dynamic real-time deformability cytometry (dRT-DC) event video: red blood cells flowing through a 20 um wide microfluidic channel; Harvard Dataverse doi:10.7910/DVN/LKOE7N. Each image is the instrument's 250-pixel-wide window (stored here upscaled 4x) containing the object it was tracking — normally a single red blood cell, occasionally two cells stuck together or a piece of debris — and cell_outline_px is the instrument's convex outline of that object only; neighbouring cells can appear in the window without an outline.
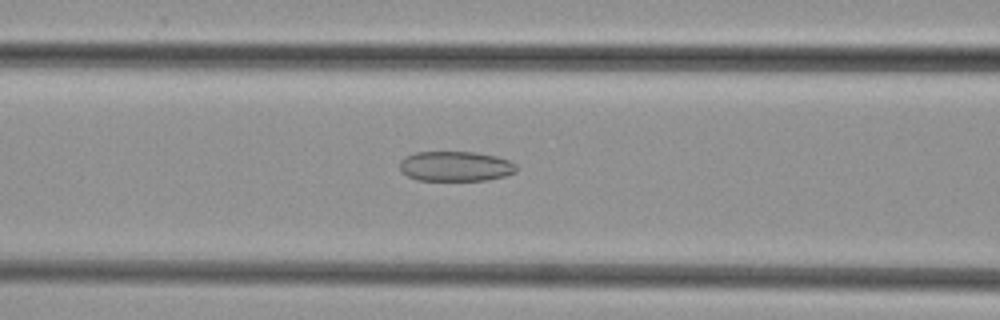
{"species": "common noctule bat (a hibernating species)", "species_latin": "Nyctalus noctula", "temperature_condition": "cold", "stored_images_in_passage": 45, "camera_frame_rate_fps": 3000, "um_per_image_px": 0.085, "animal": {"sex": "female", "body_mass_g": 29.2, "forearm_length_mm": 56.3}, "frame": {"image": 1, "passage_image": 16, "time_ms": 5.0, "image_size_px": [1000, 320], "cell_outline_px": [[516, 172], [504, 176], [488, 180], [416, 180], [408, 176], [400, 168], [400, 160], [404, 156], [416, 152], [476, 152], [496, 156], [508, 160], [516, 164]], "centroid_in_image_um": [38.72, 14.13], "position_along_channel_um": 127.9, "area_um2": 20.4}}
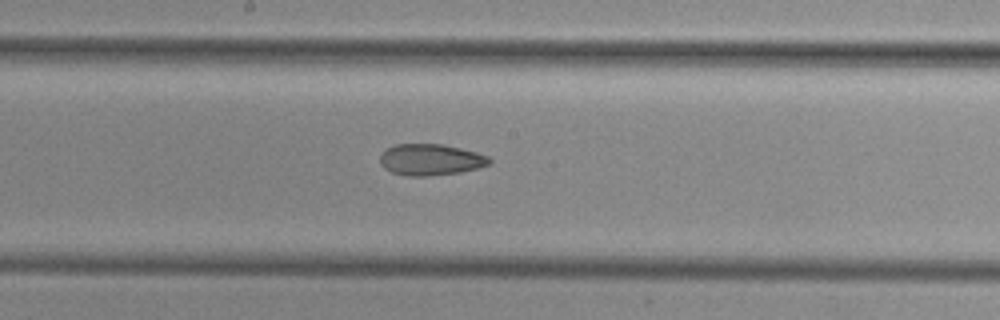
{"frame": {"image": 2, "passage_image": 22, "time_ms": 7.0, "image_size_px": [1000, 320], "cell_outline_px": [[492, 160], [488, 164], [476, 168], [460, 172], [428, 176], [408, 176], [392, 172], [384, 168], [380, 164], [380, 156], [388, 148], [396, 144], [444, 144], [476, 152], [488, 156]], "centroid_in_image_um": [36.59, 13.57], "position_along_channel_um": 211.6, "area_um2": 19.83}}
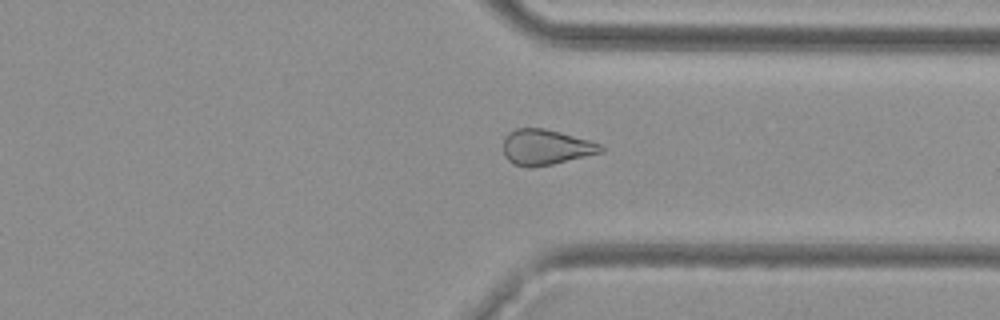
{"frame": {"image": 3, "passage_image": 33, "time_ms": 10.667, "image_size_px": [1000, 320], "cell_outline_px": [[604, 152], [552, 164], [532, 168], [512, 164], [504, 156], [504, 140], [508, 132], [516, 128], [544, 128], [560, 132], [588, 140], [600, 144], [604, 148]], "centroid_in_image_um": [46.38, 12.52], "position_along_channel_um": 365.0, "area_um2": 20.17}}